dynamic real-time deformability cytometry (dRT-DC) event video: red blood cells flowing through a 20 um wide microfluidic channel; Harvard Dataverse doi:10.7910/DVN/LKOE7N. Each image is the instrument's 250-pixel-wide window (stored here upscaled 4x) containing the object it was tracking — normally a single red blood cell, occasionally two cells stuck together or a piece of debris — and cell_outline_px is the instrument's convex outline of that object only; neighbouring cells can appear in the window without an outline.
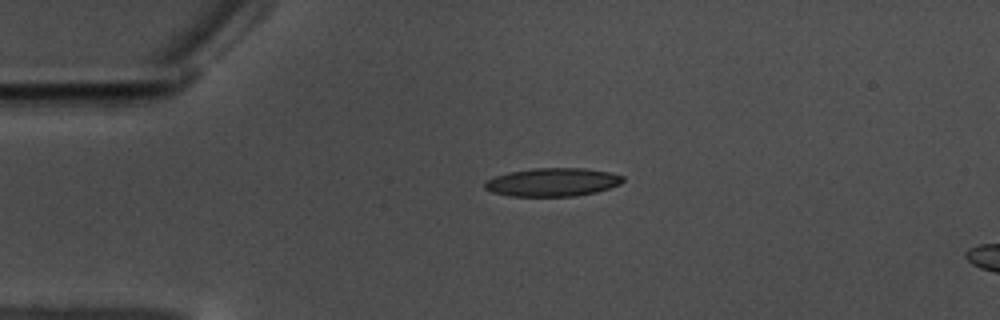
{"species": "common noctule bat (a hibernating species)", "species_latin": "Nyctalus noctula", "temperature_condition": "warm", "stored_images_in_passage": 16, "camera_frame_rate_fps": 3000, "um_per_image_px": 0.085, "animal": {"sex": "male", "body_mass_g": 17.5, "forearm_length_mm": 52.3}, "frame": {"image": 1, "passage_image": 1, "time_ms": 0.0, "image_size_px": [1000, 320], "cell_outline_px": [[624, 180], [620, 184], [612, 188], [596, 192], [576, 196], [508, 196], [492, 192], [484, 188], [484, 184], [488, 180], [496, 176], [508, 172], [532, 168], [584, 168], [608, 172], [624, 176]], "centroid_in_image_um": [46.98, 15.49], "position_along_channel_um": 38.0, "area_um2": 22.89}}
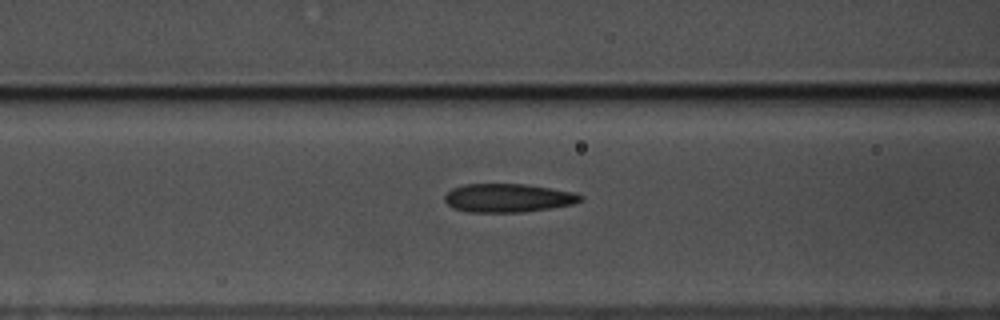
{"frame": {"image": 2, "passage_image": 11, "time_ms": 3.333, "image_size_px": [1000, 320], "cell_outline_px": [[584, 196], [580, 200], [572, 204], [524, 212], [468, 212], [452, 208], [444, 200], [444, 196], [452, 188], [464, 184], [524, 184], [572, 192]], "centroid_in_image_um": [43.12, 16.83], "position_along_channel_um": 123.5, "area_um2": 22.37}}
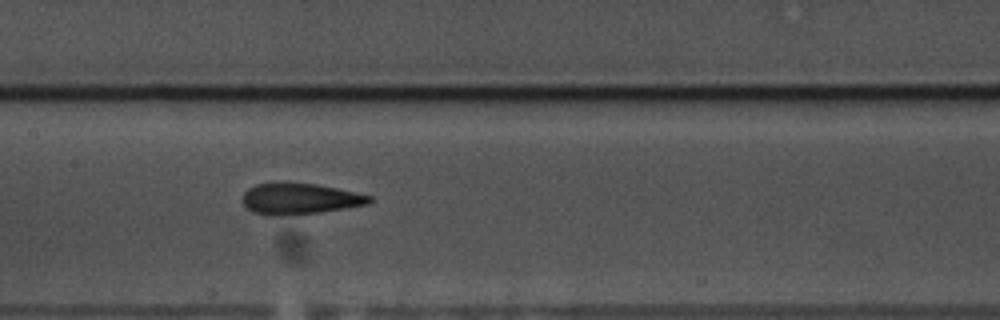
{"frame": {"image": 3, "passage_image": 16, "time_ms": 5.0, "image_size_px": [1000, 320], "cell_outline_px": [[372, 200], [368, 204], [320, 212], [272, 216], [264, 216], [252, 212], [244, 204], [244, 192], [248, 188], [256, 184], [316, 184], [356, 192], [372, 196]], "centroid_in_image_um": [25.48, 16.92], "position_along_channel_um": 181.9, "area_um2": 22.48}}